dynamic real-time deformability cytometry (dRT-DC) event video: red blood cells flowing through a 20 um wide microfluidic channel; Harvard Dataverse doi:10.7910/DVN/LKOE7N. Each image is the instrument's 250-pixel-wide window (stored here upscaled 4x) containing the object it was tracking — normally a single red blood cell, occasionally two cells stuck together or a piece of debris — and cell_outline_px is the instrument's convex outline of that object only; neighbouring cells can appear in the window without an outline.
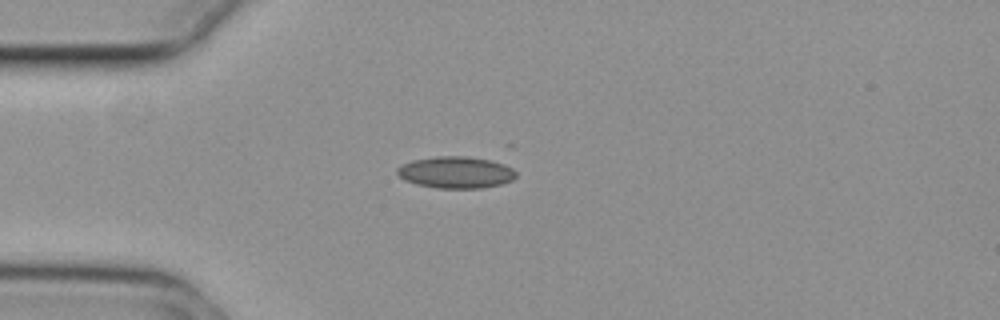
{"species": "common noctule bat (a hibernating species)", "species_latin": "Nyctalus noctula", "temperature_condition": "cold", "stored_images_in_passage": 18, "camera_frame_rate_fps": 3000, "um_per_image_px": 0.085, "animal": {"sex": "female", "body_mass_g": 29.2, "forearm_length_mm": 56.3}, "frame": {"image": 1, "passage_image": 1, "time_ms": 0.0, "image_size_px": [1000, 320], "cell_outline_px": [[516, 176], [512, 180], [500, 184], [480, 188], [436, 188], [416, 184], [404, 180], [396, 172], [396, 168], [412, 160], [436, 156], [468, 156], [488, 160], [504, 164], [512, 168], [516, 172]], "centroid_in_image_um": [38.73, 14.65], "position_along_channel_um": 46.3, "area_um2": 21.91}}
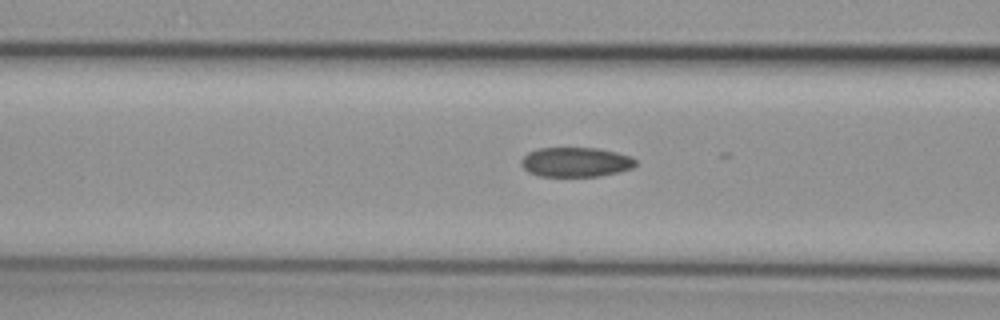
{"frame": {"image": 2, "passage_image": 8, "time_ms": 2.333, "image_size_px": [1000, 320], "cell_outline_px": [[636, 164], [632, 168], [600, 176], [540, 176], [528, 172], [520, 164], [520, 160], [528, 152], [540, 148], [596, 148], [616, 152], [628, 156], [636, 160]], "centroid_in_image_um": [48.9, 13.78], "position_along_channel_um": 117.7, "area_um2": 19.59}}
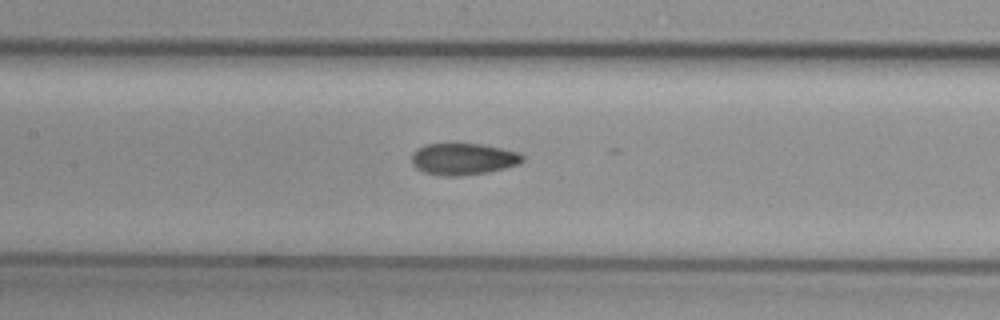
{"frame": {"image": 3, "passage_image": 12, "time_ms": 3.667, "image_size_px": [1000, 320], "cell_outline_px": [[524, 160], [520, 164], [488, 172], [460, 176], [444, 176], [424, 172], [416, 168], [412, 164], [412, 156], [420, 148], [428, 144], [480, 144], [520, 152], [524, 156]], "centroid_in_image_um": [39.42, 13.53], "position_along_channel_um": 168.0, "area_um2": 20.29}}